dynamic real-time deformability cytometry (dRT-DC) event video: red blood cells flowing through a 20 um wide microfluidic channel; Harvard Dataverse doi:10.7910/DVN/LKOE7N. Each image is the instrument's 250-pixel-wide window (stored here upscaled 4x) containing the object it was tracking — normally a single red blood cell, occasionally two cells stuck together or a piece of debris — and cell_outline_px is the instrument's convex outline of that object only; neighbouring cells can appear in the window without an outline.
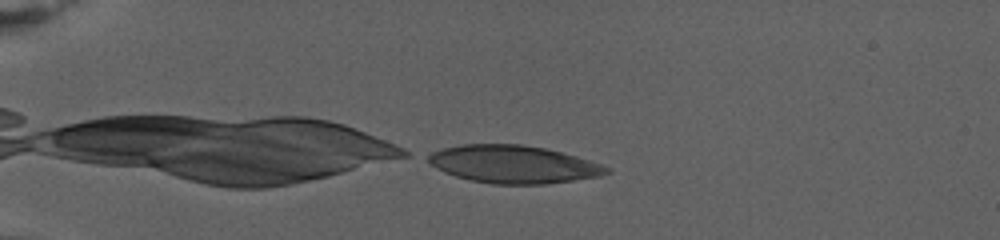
{"species": "human", "species_latin": "Homo sapiens", "temperature_condition": "warm", "stored_images_in_passage": 58, "camera_frame_rate_fps": 3000, "um_per_image_px": 0.085, "donor": {"sex": "female"}, "frame": {"image": 1, "passage_image": 1, "time_ms": 0.0, "image_size_px": [1000, 240], "cell_outline_px": [[612, 172], [600, 176], [544, 184], [492, 184], [472, 180], [456, 176], [444, 172], [432, 164], [424, 156], [432, 152], [444, 148], [460, 144], [520, 144], [544, 148], [576, 156], [612, 168]], "centroid_in_image_um": [43.64, 13.96], "position_along_channel_um": 41.4, "area_um2": 39.02}}
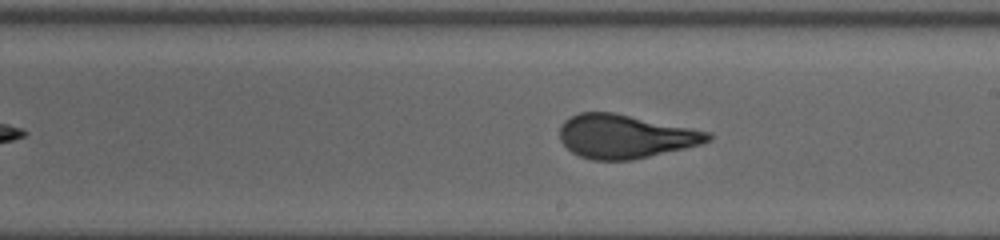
{"frame": {"image": 2, "passage_image": 28, "time_ms": 9.0, "image_size_px": [1000, 240], "cell_outline_px": [[712, 140], [700, 144], [684, 148], [632, 160], [592, 160], [580, 156], [572, 152], [560, 140], [560, 124], [564, 120], [580, 112], [612, 112], [712, 132]], "centroid_in_image_um": [53.13, 11.59], "position_along_channel_um": 235.9, "area_um2": 37.57}}
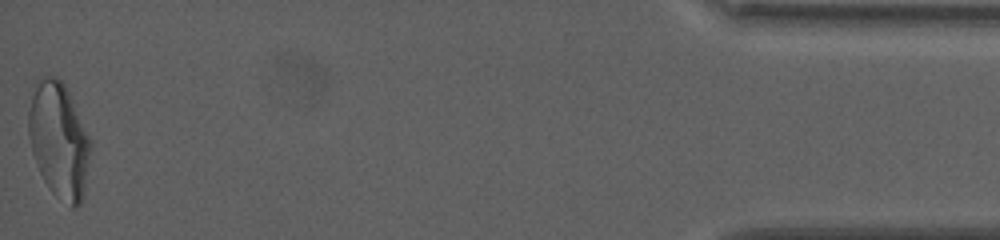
{"frame": {"image": 3, "passage_image": 58, "time_ms": 19.0, "image_size_px": [1000, 240], "cell_outline_px": [[92, 144], [84, 196], [80, 204], [76, 208], [72, 208], [56, 196], [48, 188], [40, 172], [32, 152], [28, 136], [28, 112], [36, 80], [44, 76], [56, 76], [68, 88], [92, 140]], "centroid_in_image_um": [5.04, 11.91], "position_along_channel_um": 430.2, "area_um2": 42.43}, "authors_computed_cell_mechanics": {"area_um2": 38.0324, "velocity_mm_per_s": 2.7424, "shape_relaxation_time_tau1_ms": 9.5906, "shape_relaxation_time_tau2_ms": null, "deformation_change_tau1": 0.2722, "deformation_change_tau2": null}}